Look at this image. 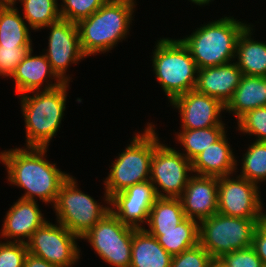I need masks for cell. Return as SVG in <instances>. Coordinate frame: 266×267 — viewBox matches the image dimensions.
<instances>
[{"instance_id": "obj_1", "label": "cell", "mask_w": 266, "mask_h": 267, "mask_svg": "<svg viewBox=\"0 0 266 267\" xmlns=\"http://www.w3.org/2000/svg\"><path fill=\"white\" fill-rule=\"evenodd\" d=\"M47 147L15 148L0 153L10 183L26 190L21 199L55 203L61 184L70 176L44 159ZM35 198V199H34Z\"/></svg>"}, {"instance_id": "obj_2", "label": "cell", "mask_w": 266, "mask_h": 267, "mask_svg": "<svg viewBox=\"0 0 266 267\" xmlns=\"http://www.w3.org/2000/svg\"><path fill=\"white\" fill-rule=\"evenodd\" d=\"M49 83L43 91H36L33 96L20 95L26 125V147L48 148L61 124L69 83Z\"/></svg>"}, {"instance_id": "obj_3", "label": "cell", "mask_w": 266, "mask_h": 267, "mask_svg": "<svg viewBox=\"0 0 266 267\" xmlns=\"http://www.w3.org/2000/svg\"><path fill=\"white\" fill-rule=\"evenodd\" d=\"M134 0H108L90 17L77 23L86 56L111 50L129 32Z\"/></svg>"}, {"instance_id": "obj_4", "label": "cell", "mask_w": 266, "mask_h": 267, "mask_svg": "<svg viewBox=\"0 0 266 267\" xmlns=\"http://www.w3.org/2000/svg\"><path fill=\"white\" fill-rule=\"evenodd\" d=\"M247 26L234 17H224L180 40L189 49L198 69L224 65L235 58L238 37Z\"/></svg>"}, {"instance_id": "obj_5", "label": "cell", "mask_w": 266, "mask_h": 267, "mask_svg": "<svg viewBox=\"0 0 266 267\" xmlns=\"http://www.w3.org/2000/svg\"><path fill=\"white\" fill-rule=\"evenodd\" d=\"M150 123L143 134L133 137L131 144L119 154L105 179V201L134 184L150 180L151 161L154 148L160 143Z\"/></svg>"}, {"instance_id": "obj_6", "label": "cell", "mask_w": 266, "mask_h": 267, "mask_svg": "<svg viewBox=\"0 0 266 267\" xmlns=\"http://www.w3.org/2000/svg\"><path fill=\"white\" fill-rule=\"evenodd\" d=\"M152 58L156 79L170 102L195 89L198 68L189 49L180 39H160Z\"/></svg>"}, {"instance_id": "obj_7", "label": "cell", "mask_w": 266, "mask_h": 267, "mask_svg": "<svg viewBox=\"0 0 266 267\" xmlns=\"http://www.w3.org/2000/svg\"><path fill=\"white\" fill-rule=\"evenodd\" d=\"M265 218H240L221 213L200 221L199 244L213 259L224 254L249 248L257 224Z\"/></svg>"}, {"instance_id": "obj_8", "label": "cell", "mask_w": 266, "mask_h": 267, "mask_svg": "<svg viewBox=\"0 0 266 267\" xmlns=\"http://www.w3.org/2000/svg\"><path fill=\"white\" fill-rule=\"evenodd\" d=\"M77 187L75 179L69 176L60 186L54 208L58 224L81 238L110 212L111 208L100 205Z\"/></svg>"}, {"instance_id": "obj_9", "label": "cell", "mask_w": 266, "mask_h": 267, "mask_svg": "<svg viewBox=\"0 0 266 267\" xmlns=\"http://www.w3.org/2000/svg\"><path fill=\"white\" fill-rule=\"evenodd\" d=\"M111 211L80 239H87L98 256L111 266L130 267L133 232Z\"/></svg>"}, {"instance_id": "obj_10", "label": "cell", "mask_w": 266, "mask_h": 267, "mask_svg": "<svg viewBox=\"0 0 266 267\" xmlns=\"http://www.w3.org/2000/svg\"><path fill=\"white\" fill-rule=\"evenodd\" d=\"M77 238L80 239L62 224L46 221L34 231L26 245L28 253L36 257L60 267H71L80 258Z\"/></svg>"}, {"instance_id": "obj_11", "label": "cell", "mask_w": 266, "mask_h": 267, "mask_svg": "<svg viewBox=\"0 0 266 267\" xmlns=\"http://www.w3.org/2000/svg\"><path fill=\"white\" fill-rule=\"evenodd\" d=\"M187 171L193 172L192 163L182 153L161 143L154 148L150 182L158 197L179 198L190 179Z\"/></svg>"}, {"instance_id": "obj_12", "label": "cell", "mask_w": 266, "mask_h": 267, "mask_svg": "<svg viewBox=\"0 0 266 267\" xmlns=\"http://www.w3.org/2000/svg\"><path fill=\"white\" fill-rule=\"evenodd\" d=\"M258 185L237 176L218 178V213L240 218H266Z\"/></svg>"}, {"instance_id": "obj_13", "label": "cell", "mask_w": 266, "mask_h": 267, "mask_svg": "<svg viewBox=\"0 0 266 267\" xmlns=\"http://www.w3.org/2000/svg\"><path fill=\"white\" fill-rule=\"evenodd\" d=\"M51 32L46 53L53 72L63 82L69 83V78L65 76L67 67L71 63H77L82 58L87 57L81 48L77 23L60 19L47 26Z\"/></svg>"}, {"instance_id": "obj_14", "label": "cell", "mask_w": 266, "mask_h": 267, "mask_svg": "<svg viewBox=\"0 0 266 267\" xmlns=\"http://www.w3.org/2000/svg\"><path fill=\"white\" fill-rule=\"evenodd\" d=\"M158 196L150 180L134 184L110 198L111 212L124 224L143 228ZM114 209V210H113Z\"/></svg>"}, {"instance_id": "obj_15", "label": "cell", "mask_w": 266, "mask_h": 267, "mask_svg": "<svg viewBox=\"0 0 266 267\" xmlns=\"http://www.w3.org/2000/svg\"><path fill=\"white\" fill-rule=\"evenodd\" d=\"M170 104L181 113L182 130L224 126L219 118L220 112L225 110V105L195 89L176 97Z\"/></svg>"}, {"instance_id": "obj_16", "label": "cell", "mask_w": 266, "mask_h": 267, "mask_svg": "<svg viewBox=\"0 0 266 267\" xmlns=\"http://www.w3.org/2000/svg\"><path fill=\"white\" fill-rule=\"evenodd\" d=\"M179 199L186 218L200 222L215 215L218 213V177L191 176Z\"/></svg>"}, {"instance_id": "obj_17", "label": "cell", "mask_w": 266, "mask_h": 267, "mask_svg": "<svg viewBox=\"0 0 266 267\" xmlns=\"http://www.w3.org/2000/svg\"><path fill=\"white\" fill-rule=\"evenodd\" d=\"M242 76V71L234 62L198 69L195 90L226 105L240 84Z\"/></svg>"}, {"instance_id": "obj_18", "label": "cell", "mask_w": 266, "mask_h": 267, "mask_svg": "<svg viewBox=\"0 0 266 267\" xmlns=\"http://www.w3.org/2000/svg\"><path fill=\"white\" fill-rule=\"evenodd\" d=\"M36 202L19 198L6 214L1 236L26 244L34 231L46 222Z\"/></svg>"}, {"instance_id": "obj_19", "label": "cell", "mask_w": 266, "mask_h": 267, "mask_svg": "<svg viewBox=\"0 0 266 267\" xmlns=\"http://www.w3.org/2000/svg\"><path fill=\"white\" fill-rule=\"evenodd\" d=\"M227 141L226 134H224L217 142L199 153L191 161L193 172L197 175L218 178L234 173L237 160Z\"/></svg>"}, {"instance_id": "obj_20", "label": "cell", "mask_w": 266, "mask_h": 267, "mask_svg": "<svg viewBox=\"0 0 266 267\" xmlns=\"http://www.w3.org/2000/svg\"><path fill=\"white\" fill-rule=\"evenodd\" d=\"M32 52L31 49L12 75L15 80L16 93L20 95L39 91L45 78L47 80V76L49 78L53 76L56 82H62L53 72L45 55L32 56Z\"/></svg>"}, {"instance_id": "obj_21", "label": "cell", "mask_w": 266, "mask_h": 267, "mask_svg": "<svg viewBox=\"0 0 266 267\" xmlns=\"http://www.w3.org/2000/svg\"><path fill=\"white\" fill-rule=\"evenodd\" d=\"M262 106H266V77L243 75L225 110L239 119L247 111Z\"/></svg>"}, {"instance_id": "obj_22", "label": "cell", "mask_w": 266, "mask_h": 267, "mask_svg": "<svg viewBox=\"0 0 266 267\" xmlns=\"http://www.w3.org/2000/svg\"><path fill=\"white\" fill-rule=\"evenodd\" d=\"M172 256L143 228L133 232L130 267H170Z\"/></svg>"}, {"instance_id": "obj_23", "label": "cell", "mask_w": 266, "mask_h": 267, "mask_svg": "<svg viewBox=\"0 0 266 267\" xmlns=\"http://www.w3.org/2000/svg\"><path fill=\"white\" fill-rule=\"evenodd\" d=\"M252 27L248 26L239 35L235 62L243 75L266 77V44L251 38Z\"/></svg>"}, {"instance_id": "obj_24", "label": "cell", "mask_w": 266, "mask_h": 267, "mask_svg": "<svg viewBox=\"0 0 266 267\" xmlns=\"http://www.w3.org/2000/svg\"><path fill=\"white\" fill-rule=\"evenodd\" d=\"M158 243L171 255L175 256L199 244V222L186 218L175 229L148 230Z\"/></svg>"}, {"instance_id": "obj_25", "label": "cell", "mask_w": 266, "mask_h": 267, "mask_svg": "<svg viewBox=\"0 0 266 267\" xmlns=\"http://www.w3.org/2000/svg\"><path fill=\"white\" fill-rule=\"evenodd\" d=\"M27 27L14 5H0V46L32 47Z\"/></svg>"}, {"instance_id": "obj_26", "label": "cell", "mask_w": 266, "mask_h": 267, "mask_svg": "<svg viewBox=\"0 0 266 267\" xmlns=\"http://www.w3.org/2000/svg\"><path fill=\"white\" fill-rule=\"evenodd\" d=\"M186 219L179 198L158 197L148 216L149 230H170Z\"/></svg>"}, {"instance_id": "obj_27", "label": "cell", "mask_w": 266, "mask_h": 267, "mask_svg": "<svg viewBox=\"0 0 266 267\" xmlns=\"http://www.w3.org/2000/svg\"><path fill=\"white\" fill-rule=\"evenodd\" d=\"M224 126H213L205 129L182 130L177 139L186 151L183 155L192 161L199 153L217 142L225 134Z\"/></svg>"}, {"instance_id": "obj_28", "label": "cell", "mask_w": 266, "mask_h": 267, "mask_svg": "<svg viewBox=\"0 0 266 267\" xmlns=\"http://www.w3.org/2000/svg\"><path fill=\"white\" fill-rule=\"evenodd\" d=\"M23 3V15L32 30L46 28L61 19L57 0H18Z\"/></svg>"}, {"instance_id": "obj_29", "label": "cell", "mask_w": 266, "mask_h": 267, "mask_svg": "<svg viewBox=\"0 0 266 267\" xmlns=\"http://www.w3.org/2000/svg\"><path fill=\"white\" fill-rule=\"evenodd\" d=\"M242 159V172L239 176L250 182L266 180V142L255 141L249 146Z\"/></svg>"}, {"instance_id": "obj_30", "label": "cell", "mask_w": 266, "mask_h": 267, "mask_svg": "<svg viewBox=\"0 0 266 267\" xmlns=\"http://www.w3.org/2000/svg\"><path fill=\"white\" fill-rule=\"evenodd\" d=\"M108 0H63L61 4V19L78 23L80 20L90 17Z\"/></svg>"}, {"instance_id": "obj_31", "label": "cell", "mask_w": 266, "mask_h": 267, "mask_svg": "<svg viewBox=\"0 0 266 267\" xmlns=\"http://www.w3.org/2000/svg\"><path fill=\"white\" fill-rule=\"evenodd\" d=\"M237 121L238 130L257 135L256 141L266 142V106L247 111Z\"/></svg>"}, {"instance_id": "obj_32", "label": "cell", "mask_w": 266, "mask_h": 267, "mask_svg": "<svg viewBox=\"0 0 266 267\" xmlns=\"http://www.w3.org/2000/svg\"><path fill=\"white\" fill-rule=\"evenodd\" d=\"M213 258L200 245L172 256L170 267H210Z\"/></svg>"}, {"instance_id": "obj_33", "label": "cell", "mask_w": 266, "mask_h": 267, "mask_svg": "<svg viewBox=\"0 0 266 267\" xmlns=\"http://www.w3.org/2000/svg\"><path fill=\"white\" fill-rule=\"evenodd\" d=\"M28 254L25 243L7 241L0 243V267H24Z\"/></svg>"}, {"instance_id": "obj_34", "label": "cell", "mask_w": 266, "mask_h": 267, "mask_svg": "<svg viewBox=\"0 0 266 267\" xmlns=\"http://www.w3.org/2000/svg\"><path fill=\"white\" fill-rule=\"evenodd\" d=\"M31 49L32 47L0 46V76L12 77L19 63Z\"/></svg>"}, {"instance_id": "obj_35", "label": "cell", "mask_w": 266, "mask_h": 267, "mask_svg": "<svg viewBox=\"0 0 266 267\" xmlns=\"http://www.w3.org/2000/svg\"><path fill=\"white\" fill-rule=\"evenodd\" d=\"M219 260L227 267H264L252 246L226 253Z\"/></svg>"}, {"instance_id": "obj_36", "label": "cell", "mask_w": 266, "mask_h": 267, "mask_svg": "<svg viewBox=\"0 0 266 267\" xmlns=\"http://www.w3.org/2000/svg\"><path fill=\"white\" fill-rule=\"evenodd\" d=\"M252 247L255 249L257 256L262 260L264 267H266V218L256 226Z\"/></svg>"}, {"instance_id": "obj_37", "label": "cell", "mask_w": 266, "mask_h": 267, "mask_svg": "<svg viewBox=\"0 0 266 267\" xmlns=\"http://www.w3.org/2000/svg\"><path fill=\"white\" fill-rule=\"evenodd\" d=\"M24 267H60L46 260L28 253L25 257Z\"/></svg>"}, {"instance_id": "obj_38", "label": "cell", "mask_w": 266, "mask_h": 267, "mask_svg": "<svg viewBox=\"0 0 266 267\" xmlns=\"http://www.w3.org/2000/svg\"><path fill=\"white\" fill-rule=\"evenodd\" d=\"M210 267H227L224 263H222L219 259H213Z\"/></svg>"}, {"instance_id": "obj_39", "label": "cell", "mask_w": 266, "mask_h": 267, "mask_svg": "<svg viewBox=\"0 0 266 267\" xmlns=\"http://www.w3.org/2000/svg\"><path fill=\"white\" fill-rule=\"evenodd\" d=\"M191 2L197 4V5H205L208 4L209 2L213 1V0H190Z\"/></svg>"}, {"instance_id": "obj_40", "label": "cell", "mask_w": 266, "mask_h": 267, "mask_svg": "<svg viewBox=\"0 0 266 267\" xmlns=\"http://www.w3.org/2000/svg\"><path fill=\"white\" fill-rule=\"evenodd\" d=\"M16 0H0V5H15Z\"/></svg>"}]
</instances>
